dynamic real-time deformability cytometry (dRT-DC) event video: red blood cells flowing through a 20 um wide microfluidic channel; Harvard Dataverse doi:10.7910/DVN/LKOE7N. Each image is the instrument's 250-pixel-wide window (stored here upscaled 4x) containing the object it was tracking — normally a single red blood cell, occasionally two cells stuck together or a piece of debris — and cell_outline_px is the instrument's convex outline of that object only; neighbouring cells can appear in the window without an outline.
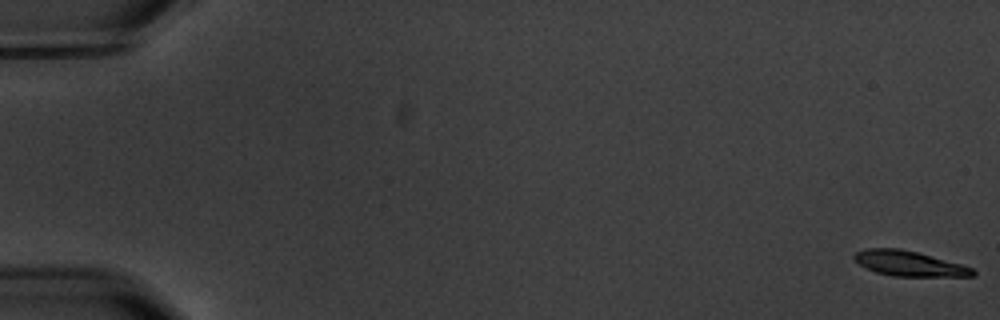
{"species": "common noctule bat (a hibernating species)", "species_latin": "Nyctalus noctula", "temperature_condition": "warm", "stored_images_in_passage": 7, "camera_frame_rate_fps": 3000, "um_per_image_px": 0.085, "animal": {"sex": "male", "body_mass_g": 20.1, "forearm_length_mm": 53.5}, "frame": {"image": 1, "passage_image": 1, "time_ms": 0.0, "image_size_px": [1000, 320], "cell_outline_px": [[976, 276], [892, 276], [876, 272], [860, 264], [852, 256], [856, 252], [864, 248], [900, 248], [916, 252], [960, 264], [972, 268], [976, 272]], "centroid_in_image_um": [77.26, 22.4], "position_along_channel_um": 7.7, "area_um2": 17.11}}
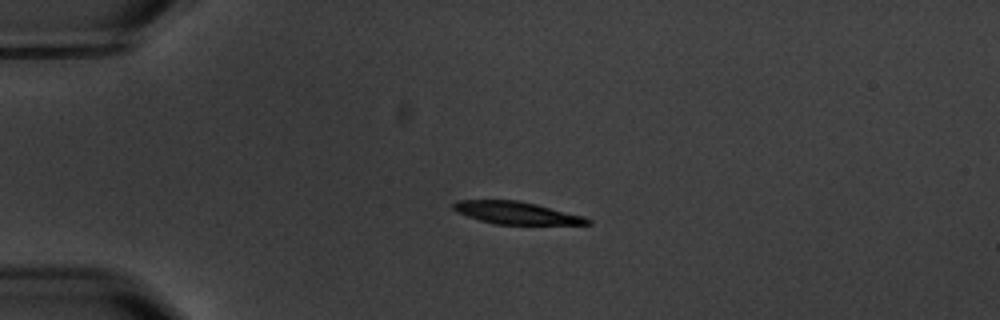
{"frame": {"image": 2, "passage_image": 5, "time_ms": 4.667, "image_size_px": [1000, 320], "cell_outline_px": [[592, 224], [496, 224], [480, 220], [456, 212], [452, 208], [452, 204], [456, 200], [516, 200], [536, 204], [584, 216], [592, 220]], "centroid_in_image_um": [43.87, 18.09], "position_along_channel_um": 41.1, "area_um2": 17.4}}